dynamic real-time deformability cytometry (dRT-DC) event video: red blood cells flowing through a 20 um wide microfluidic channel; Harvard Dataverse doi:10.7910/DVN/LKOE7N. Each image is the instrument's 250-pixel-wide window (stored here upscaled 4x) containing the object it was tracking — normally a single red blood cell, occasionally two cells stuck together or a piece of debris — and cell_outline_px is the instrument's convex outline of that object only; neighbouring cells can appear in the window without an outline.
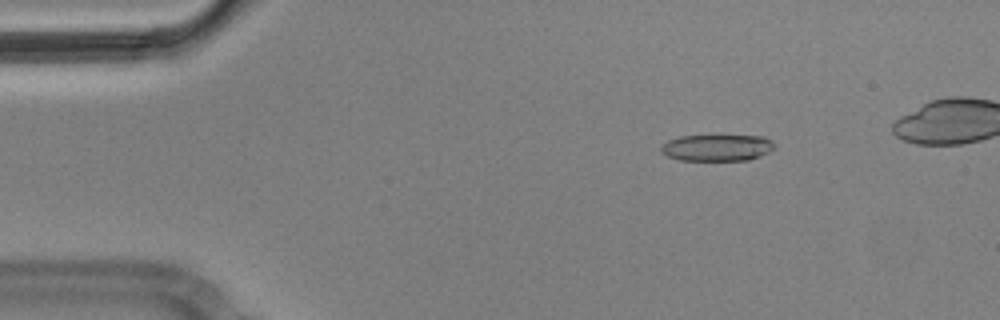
{"species": "Egyptian fruit bat (a non-hibernating species)", "species_latin": "Rousettus aegyptiacus", "temperature_condition": "cold", "stored_images_in_passage": 5, "segment_of_instrument_passage": [1, 2], "camera_frame_rate_fps": 3000, "um_per_image_px": 0.085, "animal": {"sex": "male"}, "frame": {"image": 1, "passage_image": 2, "time_ms": 0.333, "image_size_px": [1000, 320], "cell_outline_px": [[772, 148], [768, 152], [760, 156], [748, 160], [680, 160], [668, 156], [660, 152], [660, 144], [668, 140], [680, 136], [764, 136], [772, 140]], "centroid_in_image_um": [60.89, 12.55], "position_along_channel_um": 24.1, "area_um2": 17.46}}